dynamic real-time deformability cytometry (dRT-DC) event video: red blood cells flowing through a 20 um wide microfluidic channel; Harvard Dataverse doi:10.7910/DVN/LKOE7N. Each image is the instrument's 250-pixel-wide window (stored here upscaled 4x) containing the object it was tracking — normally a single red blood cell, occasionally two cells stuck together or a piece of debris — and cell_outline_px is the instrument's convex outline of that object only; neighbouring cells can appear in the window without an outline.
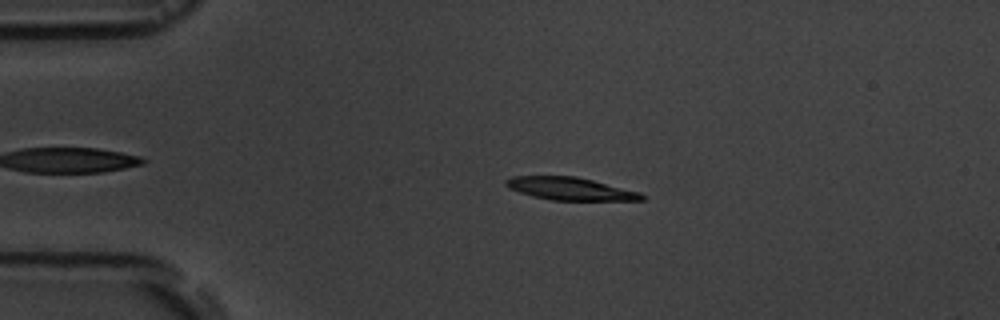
{"species": "common noctule bat (a hibernating species)", "species_latin": "Nyctalus noctula", "temperature_condition": "room temperature", "stored_images_in_passage": 5, "camera_frame_rate_fps": 3000, "um_per_image_px": 0.085, "animal": {"sex": "male", "body_mass_g": 19.5, "forearm_length_mm": 54.6}, "frame": {"image": 1, "passage_image": 3, "time_ms": 2.333, "image_size_px": [1000, 320], "cell_outline_px": [[644, 200], [552, 200], [532, 196], [508, 188], [504, 184], [504, 180], [512, 176], [576, 176], [640, 192], [644, 196]], "centroid_in_image_um": [48.42, 16.04], "position_along_channel_um": 36.6, "area_um2": 17.86}}
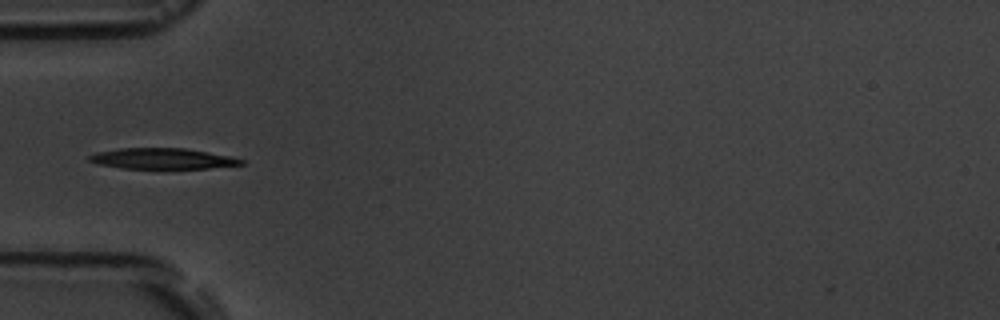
{"frame": {"image": 2, "passage_image": 5, "time_ms": 4.333, "image_size_px": [1000, 320], "cell_outline_px": [[244, 164], [208, 168], [120, 168], [96, 164], [88, 160], [88, 156], [96, 152], [120, 148], [184, 148], [228, 156], [244, 160]], "centroid_in_image_um": [13.73, 13.48], "position_along_channel_um": 71.3, "area_um2": 18.21}}